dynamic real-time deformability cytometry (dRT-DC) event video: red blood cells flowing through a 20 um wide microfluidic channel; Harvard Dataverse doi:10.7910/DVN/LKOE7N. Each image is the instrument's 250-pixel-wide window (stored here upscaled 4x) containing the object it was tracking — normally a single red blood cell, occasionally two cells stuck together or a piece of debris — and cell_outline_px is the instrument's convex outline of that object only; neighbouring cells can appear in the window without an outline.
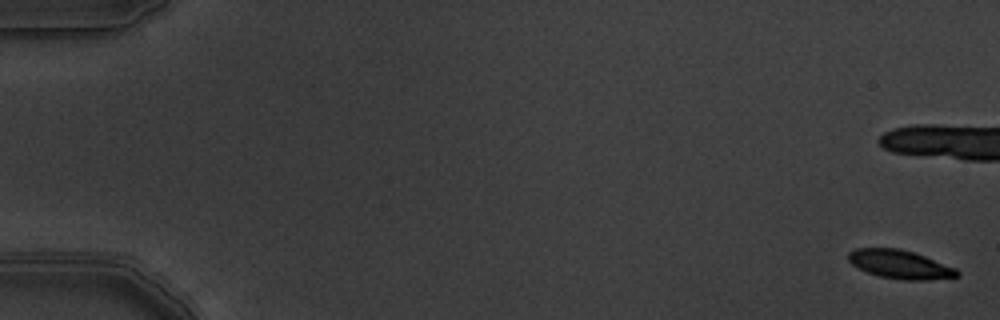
{"species": "common noctule bat (a hibernating species)", "species_latin": "Nyctalus noctula", "temperature_condition": "warm", "stored_images_in_passage": 6, "camera_frame_rate_fps": 3000, "um_per_image_px": 0.085, "animal": {"sex": "male", "body_mass_g": 19.5, "forearm_length_mm": 54.6}, "frame": {"image": 1, "passage_image": 1, "time_ms": 0.0, "image_size_px": [1000, 320], "cell_outline_px": [[960, 276], [928, 280], [904, 280], [880, 276], [868, 272], [852, 264], [848, 260], [848, 252], [856, 248], [900, 248], [924, 256], [956, 268], [960, 272]], "centroid_in_image_um": [76.51, 22.47], "position_along_channel_um": 8.5, "area_um2": 17.98}}